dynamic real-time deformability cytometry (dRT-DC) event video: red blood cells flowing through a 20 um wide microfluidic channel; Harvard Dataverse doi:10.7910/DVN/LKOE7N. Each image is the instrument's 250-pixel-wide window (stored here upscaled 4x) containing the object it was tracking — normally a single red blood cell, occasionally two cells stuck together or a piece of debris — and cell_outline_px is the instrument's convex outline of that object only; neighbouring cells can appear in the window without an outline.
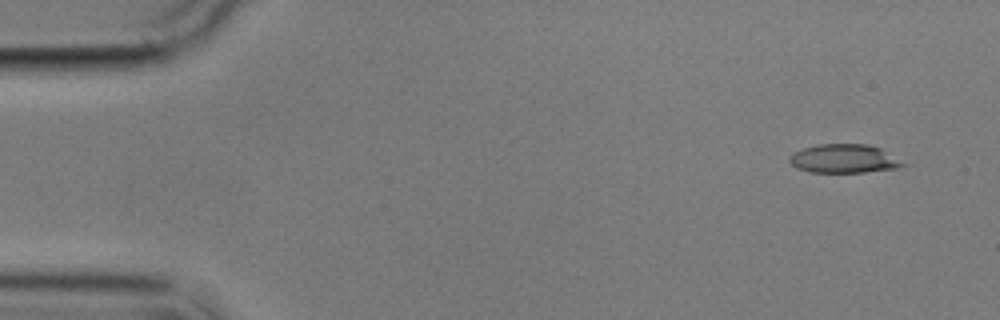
{"species": "common noctule bat (a hibernating species)", "species_latin": "Nyctalus noctula", "temperature_condition": "cold", "stored_images_in_passage": 6, "camera_frame_rate_fps": 3000, "um_per_image_px": 0.085, "animal": {"sex": "male", "body_mass_g": 17.9}, "frame": {"image": 1, "passage_image": 1, "time_ms": 0.0, "image_size_px": [1000, 320], "cell_outline_px": [[908, 164], [896, 168], [864, 172], [808, 172], [796, 168], [788, 160], [788, 156], [792, 152], [816, 144], [868, 144], [880, 148]], "centroid_in_image_um": [71.7, 13.48], "position_along_channel_um": 13.3, "area_um2": 19.07}}
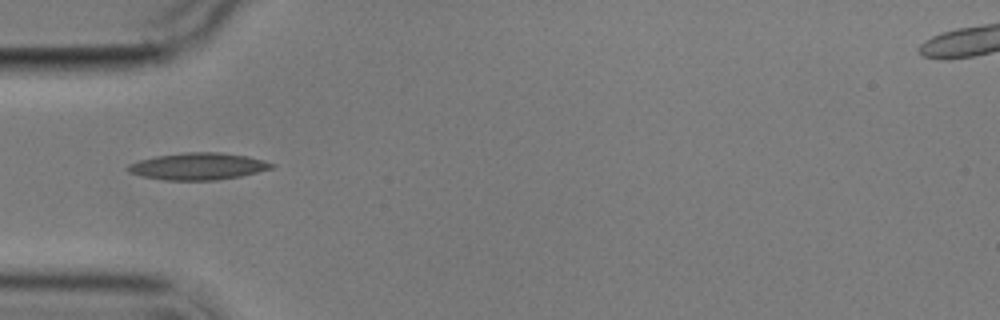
{"frame": {"image": 2, "passage_image": 5, "time_ms": 4.667, "image_size_px": [1000, 320], "cell_outline_px": [[276, 164], [272, 168], [240, 176], [212, 180], [164, 180], [144, 176], [128, 172], [124, 168], [128, 164], [140, 160], [156, 156], [184, 152], [220, 152], [248, 156], [264, 160]], "centroid_in_image_um": [16.82, 14.13], "position_along_channel_um": 68.2, "area_um2": 22.48}}
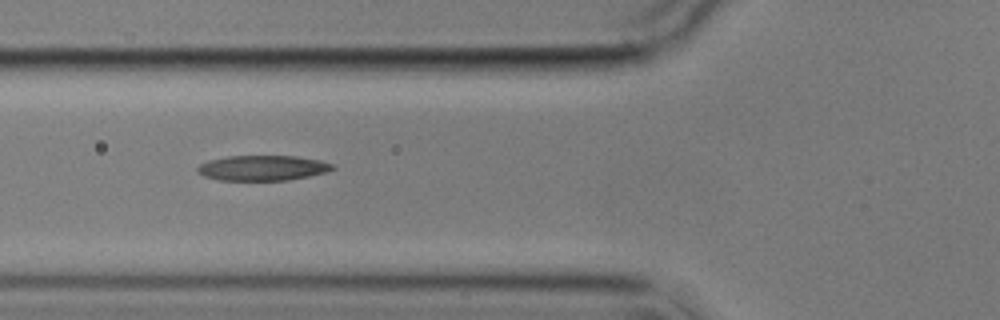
{"frame": {"image": 3, "passage_image": 6, "time_ms": 5.667, "image_size_px": [1000, 320], "cell_outline_px": [[336, 168], [328, 172], [288, 180], [220, 180], [204, 176], [196, 172], [196, 168], [200, 164], [208, 160], [228, 156], [296, 156], [320, 160], [332, 164]], "centroid_in_image_um": [22.31, 14.27], "position_along_channel_um": 103.5, "area_um2": 19.88}}